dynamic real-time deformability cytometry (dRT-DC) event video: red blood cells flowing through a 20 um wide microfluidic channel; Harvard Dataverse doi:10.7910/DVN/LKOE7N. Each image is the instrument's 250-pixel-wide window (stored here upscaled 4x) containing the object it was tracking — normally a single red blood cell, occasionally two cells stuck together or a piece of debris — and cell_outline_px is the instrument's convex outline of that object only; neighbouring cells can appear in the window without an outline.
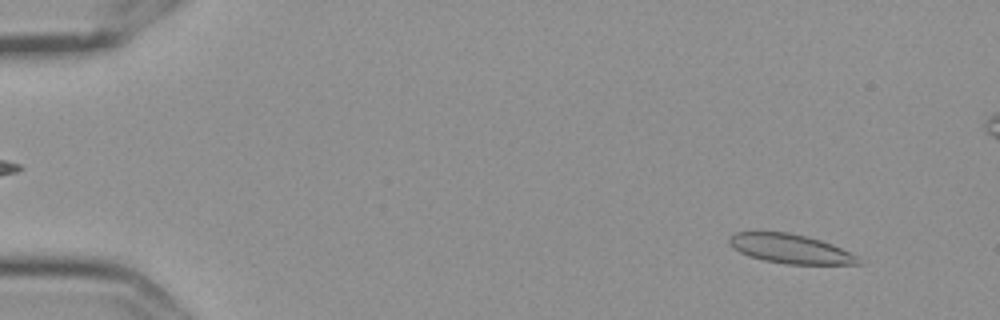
{"species": "Egyptian fruit bat (a non-hibernating species)", "species_latin": "Rousettus aegyptiacus", "temperature_condition": "cold", "stored_images_in_passage": 58, "camera_frame_rate_fps": 3000, "um_per_image_px": 0.085, "frame": {"image": 1, "passage_image": 5, "time_ms": 1.333, "image_size_px": [1000, 320], "cell_outline_px": [[864, 264], [788, 264], [764, 260], [740, 252], [732, 248], [728, 240], [736, 232], [788, 232], [808, 236], [832, 244], [860, 256]], "centroid_in_image_um": [67.25, 21.15], "position_along_channel_um": 17.7, "area_um2": 21.96}}
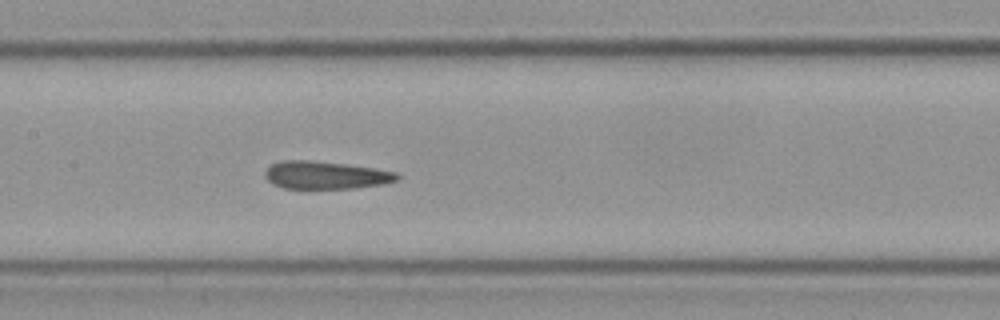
{"frame": {"image": 2, "passage_image": 28, "time_ms": 9.0, "image_size_px": [1000, 320], "cell_outline_px": [[400, 176], [396, 180], [384, 184], [356, 188], [284, 188], [272, 184], [264, 176], [264, 172], [272, 164], [280, 160], [308, 160], [344, 164], [372, 168], [396, 172]], "centroid_in_image_um": [27.65, 14.89], "position_along_channel_um": 179.8, "area_um2": 21.21}}
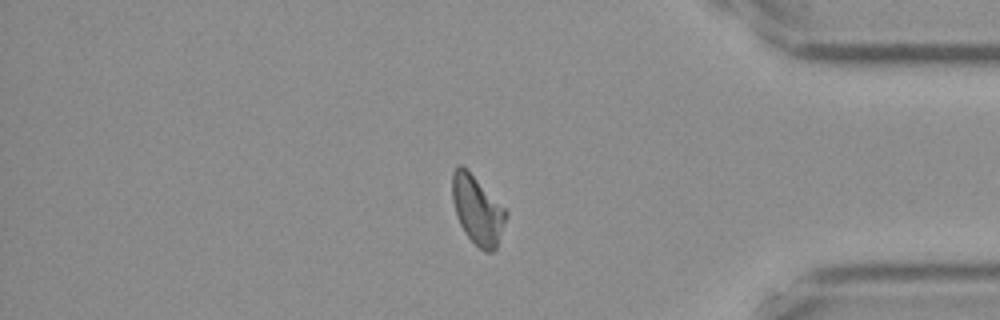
{"frame": {"image": 3, "passage_image": 48, "time_ms": 15.667, "image_size_px": [1000, 320], "cell_outline_px": [[508, 216], [496, 248], [492, 252], [484, 252], [464, 232], [456, 216], [452, 200], [452, 172], [460, 164], [508, 212]], "centroid_in_image_um": [40.57, 17.9], "position_along_channel_um": 394.6, "area_um2": 20.92}}